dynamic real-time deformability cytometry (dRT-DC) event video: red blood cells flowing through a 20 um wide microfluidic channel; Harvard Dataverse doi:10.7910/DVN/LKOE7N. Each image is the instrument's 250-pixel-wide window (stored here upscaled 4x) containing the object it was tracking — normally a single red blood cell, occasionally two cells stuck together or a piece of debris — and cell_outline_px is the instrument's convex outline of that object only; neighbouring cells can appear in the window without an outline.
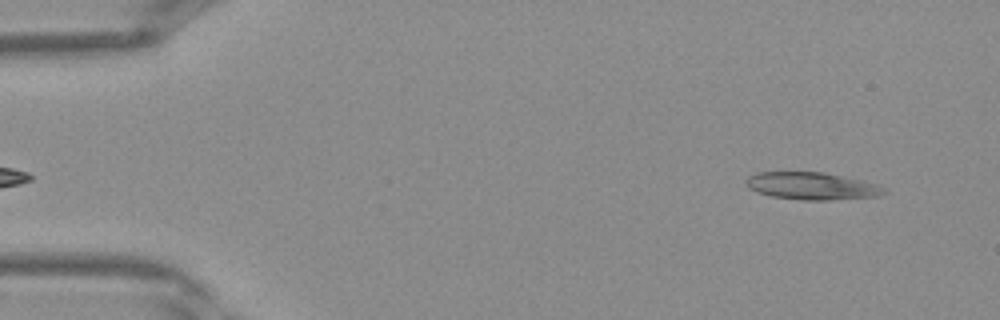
{"species": "Egyptian fruit bat (a non-hibernating species)", "species_latin": "Rousettus aegyptiacus", "temperature_condition": "warm", "stored_images_in_passage": 39, "segment_of_instrument_passage": [1, 2], "camera_frame_rate_fps": 3000, "um_per_image_px": 0.085, "frame": {"image": 1, "passage_image": 2, "time_ms": 0.333, "image_size_px": [1000, 320], "cell_outline_px": [[888, 192], [880, 196], [832, 200], [800, 200], [772, 196], [756, 192], [748, 188], [744, 184], [744, 180], [748, 176], [756, 172], [824, 172], [880, 184]], "centroid_in_image_um": [69.0, 15.81], "position_along_channel_um": 16.0, "area_um2": 22.37}}
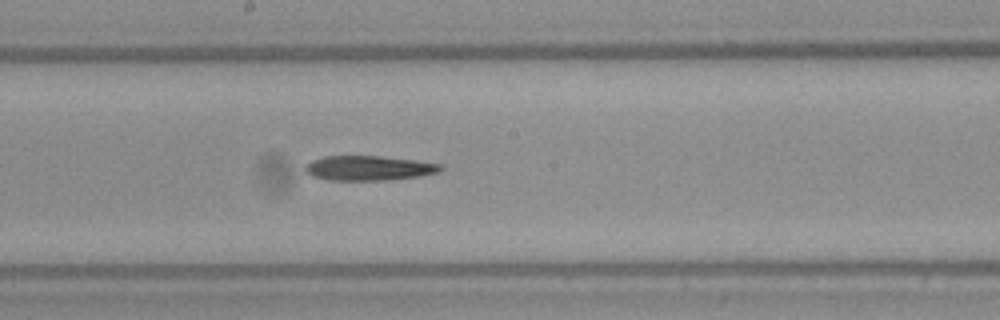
{"frame": {"image": 2, "passage_image": 20, "time_ms": 6.333, "image_size_px": [1000, 320], "cell_outline_px": [[444, 168], [440, 172], [420, 176], [384, 180], [332, 180], [312, 176], [304, 168], [312, 160], [324, 156], [380, 156], [444, 164]], "centroid_in_image_um": [31.4, 14.28], "position_along_channel_um": 216.8, "area_um2": 19.36}}
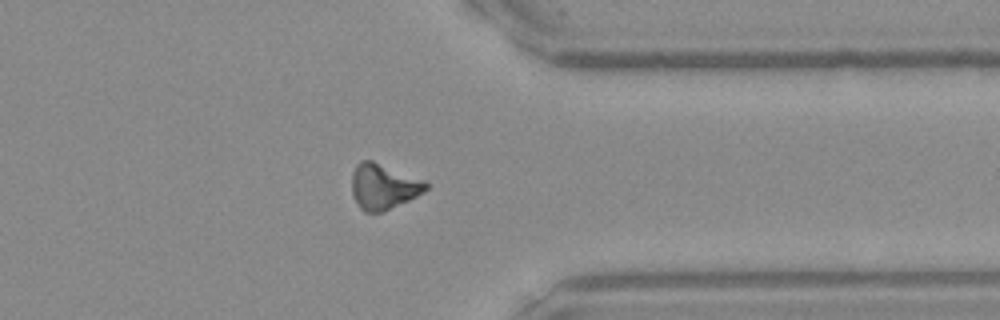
{"frame": {"image": 3, "passage_image": 30, "time_ms": 9.667, "image_size_px": [1000, 320], "cell_outline_px": [[428, 188], [424, 192], [408, 200], [380, 212], [364, 212], [360, 208], [352, 196], [352, 172], [356, 164], [360, 160], [372, 160], [424, 180], [428, 184]], "centroid_in_image_um": [32.56, 15.84], "position_along_channel_um": 378.8, "area_um2": 19.54}}